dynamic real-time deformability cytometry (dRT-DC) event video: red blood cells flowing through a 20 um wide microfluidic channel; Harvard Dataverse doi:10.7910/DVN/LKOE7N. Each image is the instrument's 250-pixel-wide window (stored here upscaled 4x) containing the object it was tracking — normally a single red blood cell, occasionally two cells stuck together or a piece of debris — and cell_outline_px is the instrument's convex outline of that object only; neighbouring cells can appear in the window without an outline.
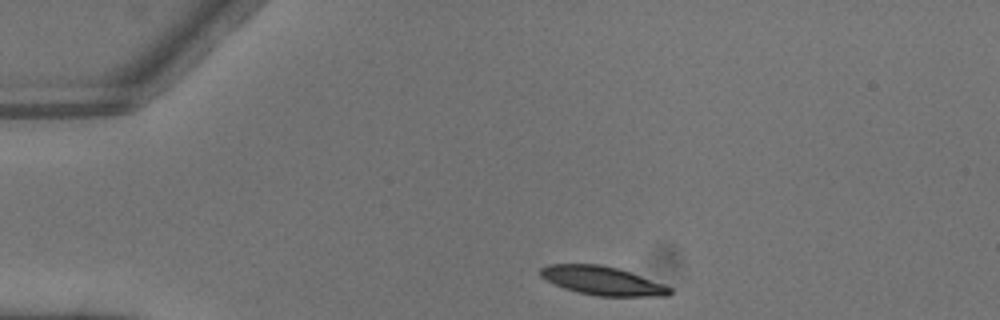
{"species": "common noctule bat (a hibernating species)", "species_latin": "Nyctalus noctula", "temperature_condition": "warm", "stored_images_in_passage": 2, "camera_frame_rate_fps": 3000, "um_per_image_px": 0.085, "animal": {"sex": "male", "body_mass_g": 13.3}, "frame": {"image": 1, "passage_image": 1, "time_ms": 0.0, "image_size_px": [1000, 320], "cell_outline_px": [[672, 292], [668, 296], [596, 296], [564, 288], [540, 276], [540, 268], [548, 264], [600, 264], [620, 268], [664, 284], [672, 288]], "centroid_in_image_um": [51.24, 23.85], "position_along_channel_um": 33.8, "area_um2": 21.62}}